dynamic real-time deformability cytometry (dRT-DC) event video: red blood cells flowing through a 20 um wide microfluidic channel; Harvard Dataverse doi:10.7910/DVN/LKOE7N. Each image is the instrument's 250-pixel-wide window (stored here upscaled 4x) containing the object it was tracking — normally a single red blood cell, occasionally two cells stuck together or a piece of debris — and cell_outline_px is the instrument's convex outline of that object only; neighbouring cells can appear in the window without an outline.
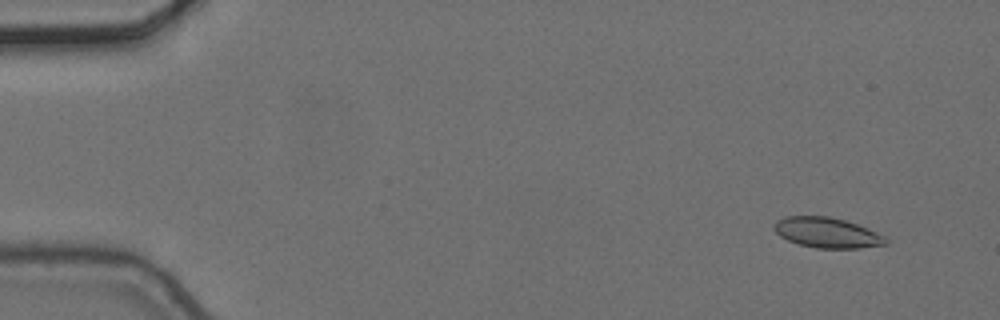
{"species": "common noctule bat (a hibernating species)", "species_latin": "Nyctalus noctula", "temperature_condition": "cold", "stored_images_in_passage": 9, "camera_frame_rate_fps": 3000, "um_per_image_px": 0.085, "animal": {"sex": "female", "body_mass_g": 24.6, "forearm_length_mm": 56.2}, "frame": {"image": 1, "passage_image": 2, "time_ms": 0.333, "image_size_px": [1000, 320], "cell_outline_px": [[888, 244], [860, 248], [816, 248], [800, 244], [788, 240], [780, 236], [772, 228], [772, 224], [776, 220], [784, 216], [828, 216], [844, 220], [856, 224], [876, 232], [884, 236], [888, 240]], "centroid_in_image_um": [70.26, 19.77], "position_along_channel_um": 14.7, "area_um2": 19.71}}
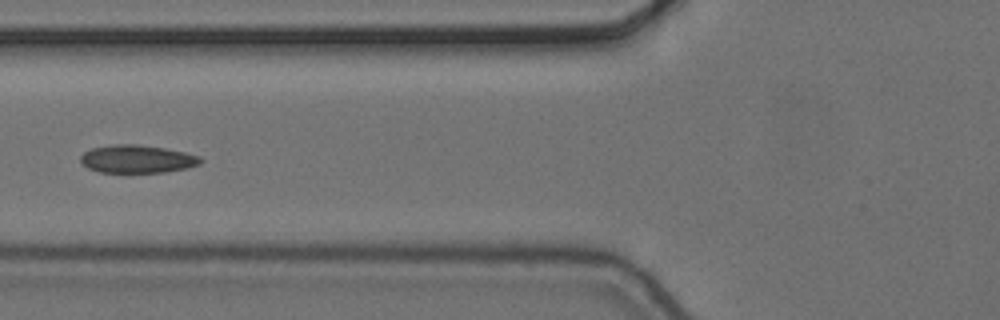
{"frame": {"image": 2, "passage_image": 6, "time_ms": 1.667, "image_size_px": [1000, 320], "cell_outline_px": [[204, 160], [200, 164], [188, 168], [164, 172], [100, 172], [88, 168], [80, 164], [80, 156], [84, 152], [92, 148], [116, 144], [136, 144], [164, 148], [184, 152], [200, 156]], "centroid_in_image_um": [11.66, 13.52], "position_along_channel_um": 114.1, "area_um2": 19.59}}
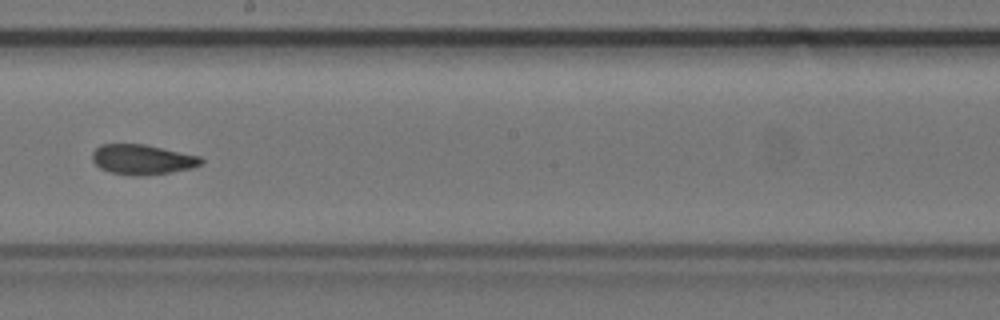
{"frame": {"image": 3, "passage_image": 9, "time_ms": 2.667, "image_size_px": [1000, 320], "cell_outline_px": [[204, 160], [200, 164], [192, 168], [144, 176], [132, 176], [112, 172], [100, 168], [92, 160], [92, 152], [100, 144], [144, 144], [200, 156]], "centroid_in_image_um": [12.08, 13.55], "position_along_channel_um": 236.1, "area_um2": 18.96}}